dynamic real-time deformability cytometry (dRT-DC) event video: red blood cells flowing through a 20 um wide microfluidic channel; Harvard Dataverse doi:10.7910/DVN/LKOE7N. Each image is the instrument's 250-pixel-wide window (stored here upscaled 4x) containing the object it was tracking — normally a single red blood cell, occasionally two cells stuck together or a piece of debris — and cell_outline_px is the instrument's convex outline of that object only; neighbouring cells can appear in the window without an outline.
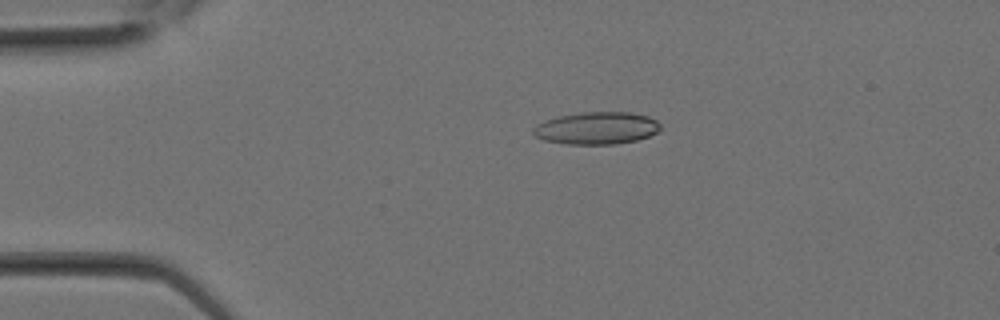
{"species": "Egyptian fruit bat (a non-hibernating species)", "species_latin": "Rousettus aegyptiacus", "temperature_condition": "room temperature", "stored_images_in_passage": 12, "camera_frame_rate_fps": 3000, "um_per_image_px": 0.085, "animal": {"sex": "female"}, "frame": {"image": 1, "passage_image": 6, "time_ms": 1.667, "image_size_px": [1000, 320], "cell_outline_px": [[660, 128], [656, 132], [648, 136], [636, 140], [616, 144], [568, 144], [544, 140], [536, 136], [532, 132], [532, 128], [536, 124], [544, 120], [560, 116], [580, 112], [628, 112], [648, 116], [656, 120], [660, 124]], "centroid_in_image_um": [50.69, 10.88], "position_along_channel_um": 34.3, "area_um2": 23.93}}
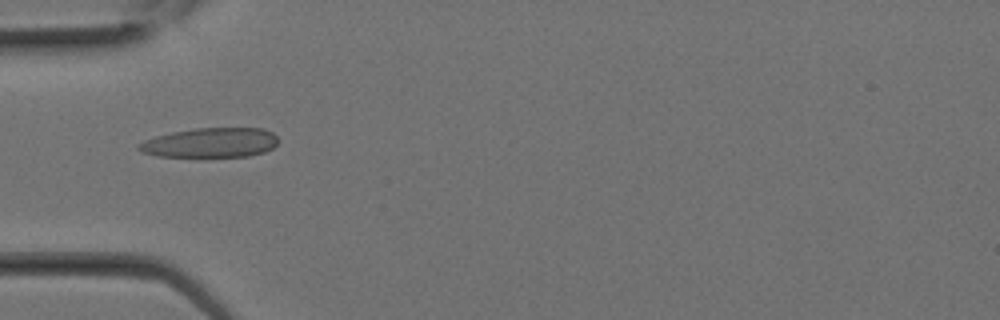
{"frame": {"image": 2, "passage_image": 9, "time_ms": 2.667, "image_size_px": [1000, 320], "cell_outline_px": [[276, 144], [272, 148], [264, 152], [248, 156], [156, 156], [144, 152], [136, 148], [144, 140], [156, 136], [172, 132], [196, 128], [264, 128], [272, 132], [276, 136]], "centroid_in_image_um": [17.9, 12.12], "position_along_channel_um": 67.1, "area_um2": 23.81}}
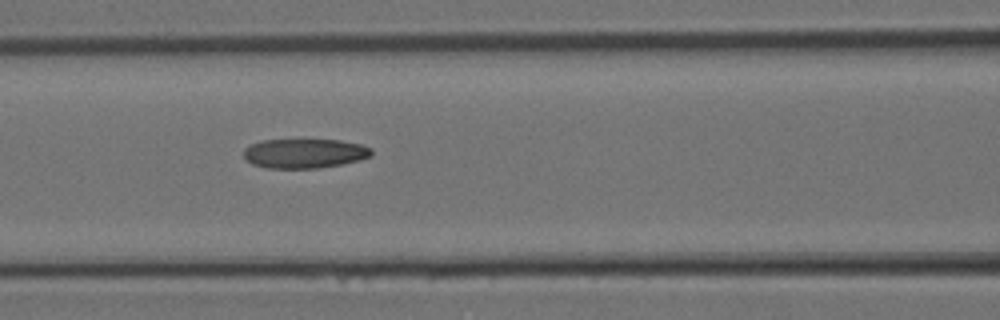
{"frame": {"image": 3, "passage_image": 12, "time_ms": 3.667, "image_size_px": [1000, 320], "cell_outline_px": [[372, 156], [360, 160], [344, 164], [316, 168], [268, 168], [252, 164], [244, 156], [244, 148], [248, 144], [260, 140], [340, 140], [360, 144], [372, 148]], "centroid_in_image_um": [25.89, 13.03], "position_along_channel_um": 140.7, "area_um2": 22.08}}